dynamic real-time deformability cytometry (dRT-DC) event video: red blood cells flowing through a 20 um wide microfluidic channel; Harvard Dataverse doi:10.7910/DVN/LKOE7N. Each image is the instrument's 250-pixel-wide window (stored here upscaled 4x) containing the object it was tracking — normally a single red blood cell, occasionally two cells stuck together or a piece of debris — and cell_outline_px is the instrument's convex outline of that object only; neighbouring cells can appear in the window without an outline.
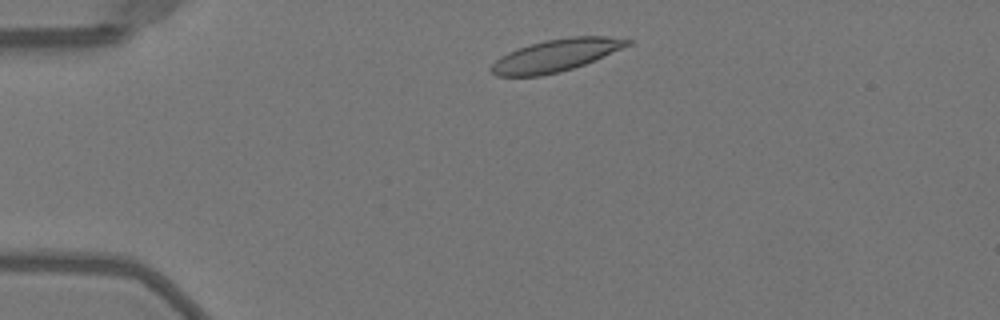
{"species": "Egyptian fruit bat (a non-hibernating species)", "species_latin": "Rousettus aegyptiacus", "temperature_condition": "warm", "stored_images_in_passage": 44, "camera_frame_rate_fps": 3000, "um_per_image_px": 0.085, "animal": {"sex": "female"}, "frame": {"image": 1, "passage_image": 4, "time_ms": 1.0, "image_size_px": [1000, 320], "cell_outline_px": [[632, 44], [584, 64], [560, 72], [540, 76], [496, 76], [488, 68], [500, 56], [516, 48], [544, 40], [568, 36], [608, 36], [632, 40]], "centroid_in_image_um": [47.22, 4.7], "position_along_channel_um": 37.8, "area_um2": 25.66}}
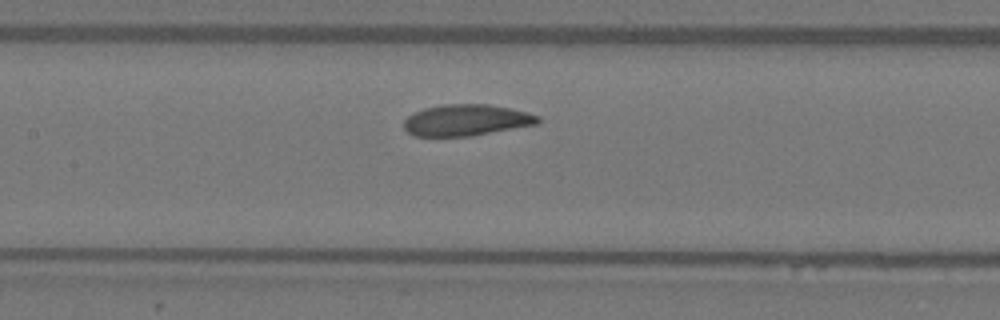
{"frame": {"image": 2, "passage_image": 17, "time_ms": 5.333, "image_size_px": [1000, 320], "cell_outline_px": [[540, 120], [536, 124], [472, 136], [416, 136], [408, 132], [404, 128], [404, 120], [408, 116], [424, 108], [444, 104], [488, 104], [528, 112], [540, 116]], "centroid_in_image_um": [39.64, 10.21], "position_along_channel_um": 167.8, "area_um2": 24.33}}
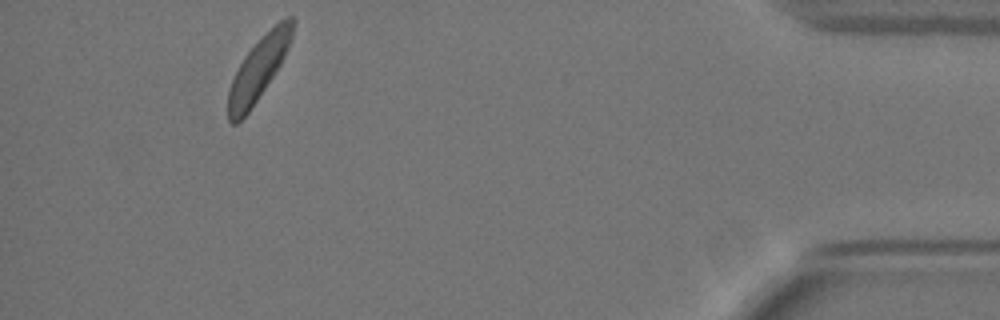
{"frame": {"image": 3, "passage_image": 40, "time_ms": 13.0, "image_size_px": [1000, 320], "cell_outline_px": [[296, 20], [292, 36], [288, 48], [276, 72], [248, 112], [236, 124], [232, 124], [228, 120], [228, 92], [232, 80], [244, 56], [280, 20], [288, 16], [292, 16]], "centroid_in_image_um": [21.98, 5.86], "position_along_channel_um": 413.2, "area_um2": 22.89}, "authors_computed_cell_mechanics": {"area_um2": 24.7384, "velocity_mm_per_s": 3.9684, "shape_relaxation_time_tau1_ms": 3.1534, "shape_relaxation_time_tau2_ms": null, "deformation_change_tau1": 0.1067, "deformation_change_tau2": null}}